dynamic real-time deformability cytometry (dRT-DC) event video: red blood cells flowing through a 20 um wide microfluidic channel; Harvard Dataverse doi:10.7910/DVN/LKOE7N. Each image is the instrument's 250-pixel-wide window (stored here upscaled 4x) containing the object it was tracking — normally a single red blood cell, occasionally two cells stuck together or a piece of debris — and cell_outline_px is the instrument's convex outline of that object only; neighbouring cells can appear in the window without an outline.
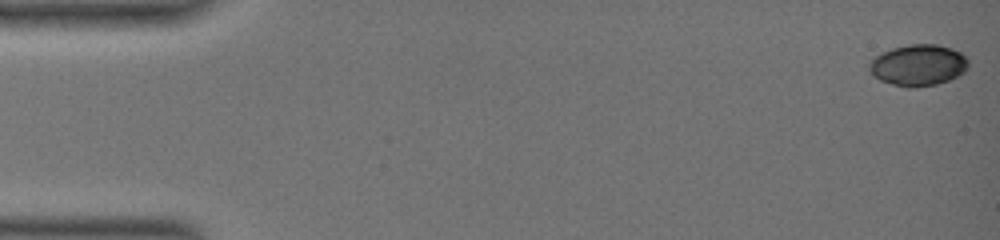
{"species": "common noctule bat (a hibernating species)", "species_latin": "Nyctalus noctula", "temperature_condition": "warm", "stored_images_in_passage": 56, "camera_frame_rate_fps": 3000, "um_per_image_px": 0.085, "animal": {"sex": "female", "body_mass_g": 19.0, "forearm_length_mm": 51.5}, "frame": {"image": 1, "passage_image": 1, "time_ms": 0.0, "image_size_px": [1000, 240], "cell_outline_px": [[968, 68], [964, 72], [948, 80], [936, 84], [916, 88], [908, 88], [892, 84], [880, 80], [872, 76], [868, 68], [868, 64], [876, 56], [892, 48], [908, 44], [936, 44], [952, 48], [960, 52], [968, 60]], "centroid_in_image_um": [78.04, 5.54], "position_along_channel_um": 7.0, "area_um2": 23.93}}
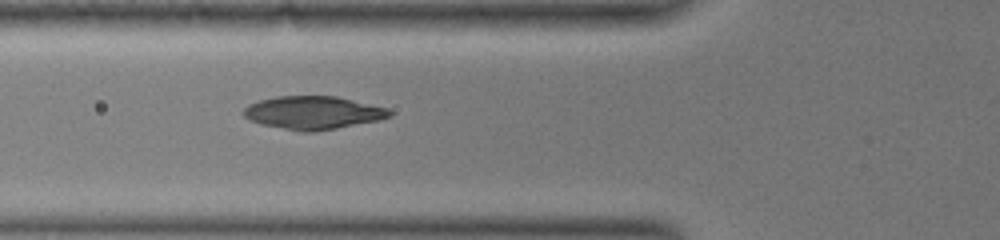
{"frame": {"image": 2, "passage_image": 22, "time_ms": 7.0, "image_size_px": [1000, 240], "cell_outline_px": [[392, 116], [380, 120], [336, 128], [312, 132], [304, 132], [264, 124], [252, 120], [244, 116], [244, 108], [248, 104], [260, 100], [276, 96], [336, 96], [388, 108], [392, 112]], "centroid_in_image_um": [26.66, 9.57], "position_along_channel_um": 99.1, "area_um2": 27.86}}
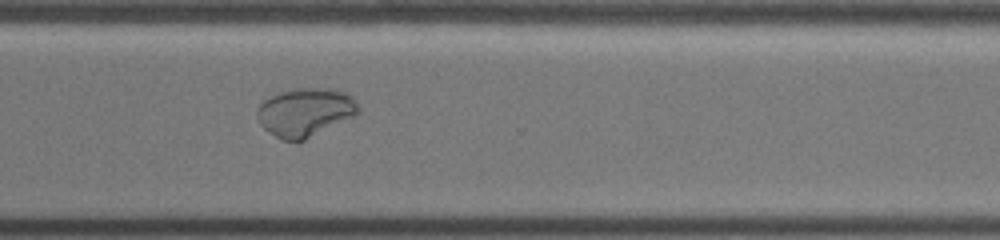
{"frame": {"image": 3, "passage_image": 43, "time_ms": 14.0, "image_size_px": [1000, 240], "cell_outline_px": [[360, 112], [356, 116], [304, 140], [280, 140], [264, 128], [260, 124], [256, 116], [256, 108], [264, 100], [280, 92], [296, 88], [336, 88], [352, 96], [360, 108]], "centroid_in_image_um": [25.96, 9.53], "position_along_channel_um": 344.6, "area_um2": 28.78}}